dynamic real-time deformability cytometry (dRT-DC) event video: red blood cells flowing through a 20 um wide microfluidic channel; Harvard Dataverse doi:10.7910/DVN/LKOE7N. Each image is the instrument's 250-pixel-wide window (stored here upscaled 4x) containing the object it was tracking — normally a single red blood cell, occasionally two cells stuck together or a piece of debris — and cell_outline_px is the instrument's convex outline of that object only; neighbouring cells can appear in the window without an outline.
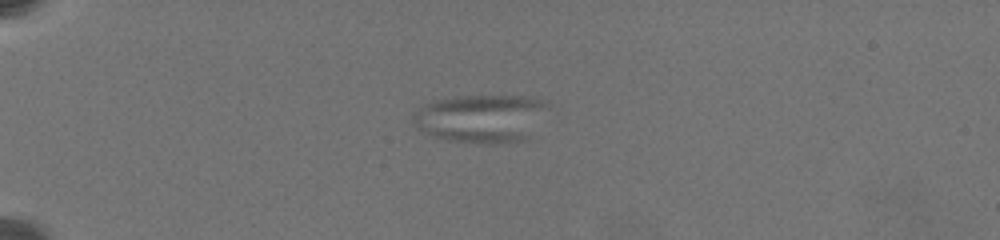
{"species": "common noctule bat (a hibernating species)", "species_latin": "Nyctalus noctula", "temperature_condition": "warm", "stored_images_in_passage": 65, "camera_frame_rate_fps": 3000, "um_per_image_px": 0.085, "animal": {"sex": "female", "body_mass_g": 19.5, "forearm_length_mm": 54.1}, "frame": {"image": 1, "passage_image": 21, "time_ms": 6.667, "image_size_px": [1000, 240], "cell_outline_px": [[544, 104], [520, 140], [496, 144], [480, 144], [448, 140], [436, 136], [420, 128], [416, 124], [416, 112], [420, 108], [436, 100], [464, 96], [520, 96], [536, 100]], "centroid_in_image_um": [40.73, 10.07], "position_along_channel_um": 44.3, "area_um2": 35.03}}
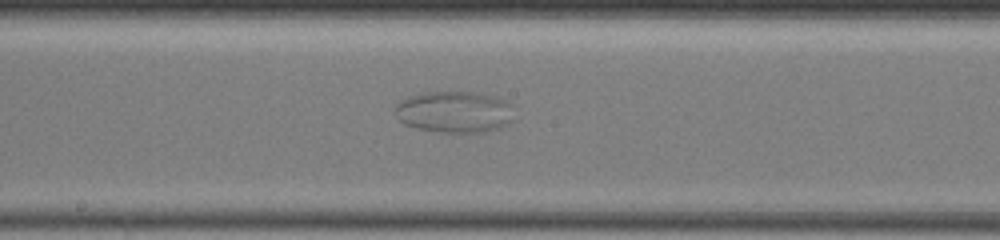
{"frame": {"image": 2, "passage_image": 48, "time_ms": 13.333, "image_size_px": [1000, 240], "cell_outline_px": [[508, 120], [504, 124], [496, 128], [484, 132], [444, 132], [420, 128], [404, 124], [400, 120], [396, 108], [396, 104], [400, 100], [408, 96], [424, 92], [472, 92], [504, 100], [508, 104]], "centroid_in_image_um": [38.5, 9.5], "position_along_channel_um": 209.7, "area_um2": 27.63}}
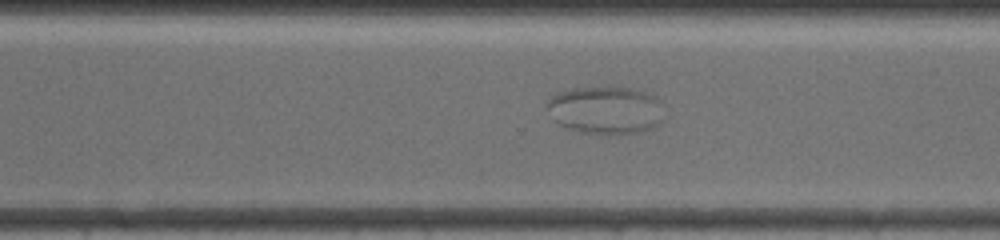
{"frame": {"image": 3, "passage_image": 60, "time_ms": 16.667, "image_size_px": [1000, 240], "cell_outline_px": [[660, 120], [652, 128], [644, 132], [584, 132], [560, 124], [552, 120], [548, 108], [548, 100], [556, 92], [576, 88], [628, 88], [644, 92], [660, 100]], "centroid_in_image_um": [51.43, 9.34], "position_along_channel_um": 319.2, "area_um2": 31.33}}